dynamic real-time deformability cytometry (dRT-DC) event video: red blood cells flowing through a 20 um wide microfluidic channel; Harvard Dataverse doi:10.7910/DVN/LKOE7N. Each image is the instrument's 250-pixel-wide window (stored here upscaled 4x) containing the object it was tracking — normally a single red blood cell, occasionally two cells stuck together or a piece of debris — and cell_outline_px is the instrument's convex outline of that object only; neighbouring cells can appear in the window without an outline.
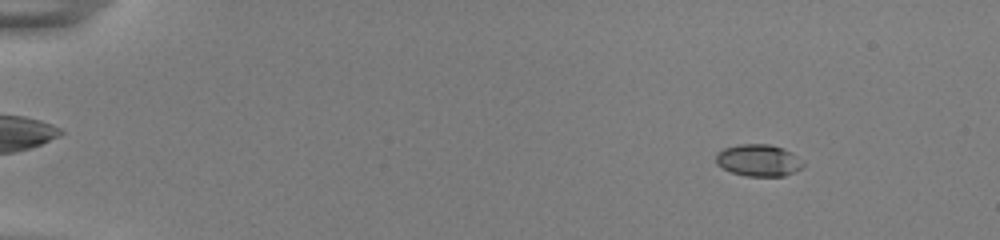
{"species": "common noctule bat (a hibernating species)", "species_latin": "Nyctalus noctula", "temperature_condition": "room temperature", "stored_images_in_passage": 54, "camera_frame_rate_fps": 3000, "um_per_image_px": 0.085, "animal": {"sex": "female", "body_mass_g": 22.0, "forearm_length_mm": 56.7}, "frame": {"image": 1, "passage_image": 7, "time_ms": 2.0, "image_size_px": [1000, 240], "cell_outline_px": [[804, 164], [800, 168], [784, 176], [744, 176], [732, 172], [716, 164], [716, 152], [724, 148], [740, 144], [768, 144], [784, 148], [792, 152]], "centroid_in_image_um": [64.44, 13.62], "position_along_channel_um": 20.6, "area_um2": 16.13}}
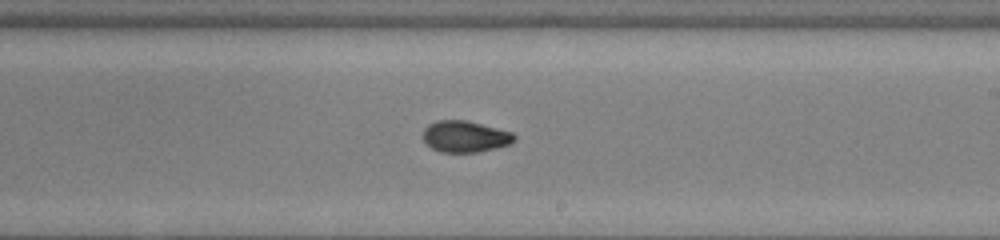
{"frame": {"image": 2, "passage_image": 34, "time_ms": 11.0, "image_size_px": [1000, 240], "cell_outline_px": [[516, 140], [508, 144], [496, 148], [476, 152], [440, 152], [424, 144], [424, 128], [428, 124], [436, 120], [464, 120], [512, 132], [516, 136]], "centroid_in_image_um": [39.5, 11.61], "position_along_channel_um": 249.5, "area_um2": 16.65}}
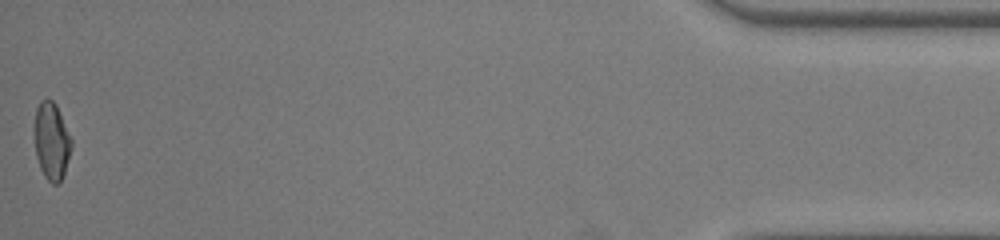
{"frame": {"image": 3, "passage_image": 54, "time_ms": 17.667, "image_size_px": [1000, 240], "cell_outline_px": [[72, 144], [64, 172], [60, 184], [52, 184], [44, 176], [40, 168], [36, 156], [36, 108], [40, 100], [52, 100], [56, 104], [72, 140]], "centroid_in_image_um": [4.4, 12.02], "position_along_channel_um": 430.8, "area_um2": 16.24}, "authors_computed_cell_mechanics": {"area_um2": 16.5019, "velocity_mm_per_s": 3.8937, "shape_relaxation_time_tau1_ms": 7.1557, "shape_relaxation_time_tau2_ms": 1.2121, "deformation_change_tau1": 0.2198, "deformation_change_tau2": 0.0553}}